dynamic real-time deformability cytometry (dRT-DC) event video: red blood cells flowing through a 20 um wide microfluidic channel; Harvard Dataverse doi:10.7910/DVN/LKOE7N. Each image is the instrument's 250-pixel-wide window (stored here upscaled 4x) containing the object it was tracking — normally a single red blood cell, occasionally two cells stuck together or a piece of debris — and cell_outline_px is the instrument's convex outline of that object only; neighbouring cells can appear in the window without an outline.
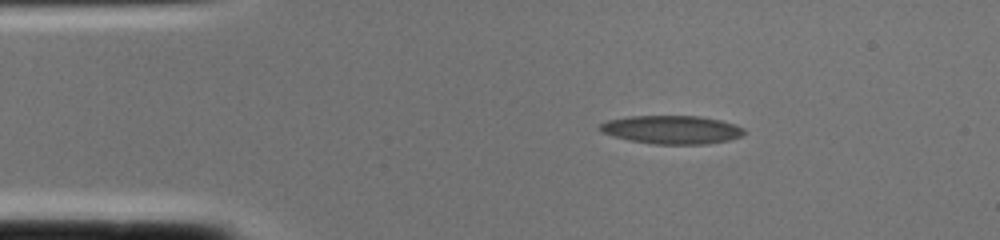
{"species": "common noctule bat (a hibernating species)", "species_latin": "Nyctalus noctula", "temperature_condition": "cold", "stored_images_in_passage": 2, "camera_frame_rate_fps": 3000, "um_per_image_px": 0.085, "animal": {"sex": "female", "body_mass_g": 22.0, "forearm_length_mm": 56.7}, "frame": {"image": 1, "passage_image": 1, "time_ms": 0.0, "image_size_px": [1000, 240], "cell_outline_px": [[744, 136], [728, 140], [708, 144], [652, 144], [628, 140], [612, 136], [600, 132], [596, 128], [600, 124], [608, 120], [628, 116], [700, 116], [720, 120], [736, 124], [744, 128]], "centroid_in_image_um": [57.08, 11.02], "position_along_channel_um": 27.9, "area_um2": 24.16}}